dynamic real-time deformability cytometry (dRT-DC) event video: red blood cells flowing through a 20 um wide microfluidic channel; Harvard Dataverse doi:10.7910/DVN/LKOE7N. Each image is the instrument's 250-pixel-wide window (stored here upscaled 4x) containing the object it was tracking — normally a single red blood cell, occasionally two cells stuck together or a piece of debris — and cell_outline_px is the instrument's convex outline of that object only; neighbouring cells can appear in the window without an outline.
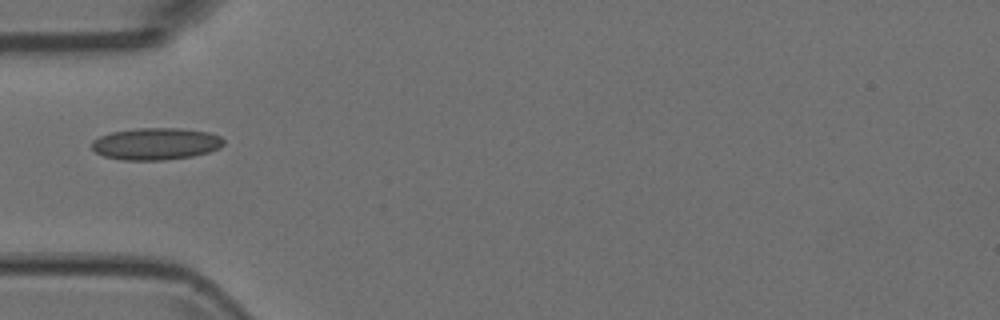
{"species": "Egyptian fruit bat (a non-hibernating species)", "species_latin": "Rousettus aegyptiacus", "temperature_condition": "room temperature", "stored_images_in_passage": 2, "camera_frame_rate_fps": 3000, "um_per_image_px": 0.085, "animal": {"sex": "female"}, "frame": {"image": 1, "passage_image": 1, "time_ms": 0.0, "image_size_px": [1000, 320], "cell_outline_px": [[224, 144], [220, 148], [208, 152], [192, 156], [164, 160], [120, 160], [104, 156], [96, 152], [92, 148], [92, 140], [100, 136], [112, 132], [136, 128], [180, 128], [208, 132], [220, 136], [224, 140]], "centroid_in_image_um": [13.25, 12.22], "position_along_channel_um": 71.8, "area_um2": 24.62}}
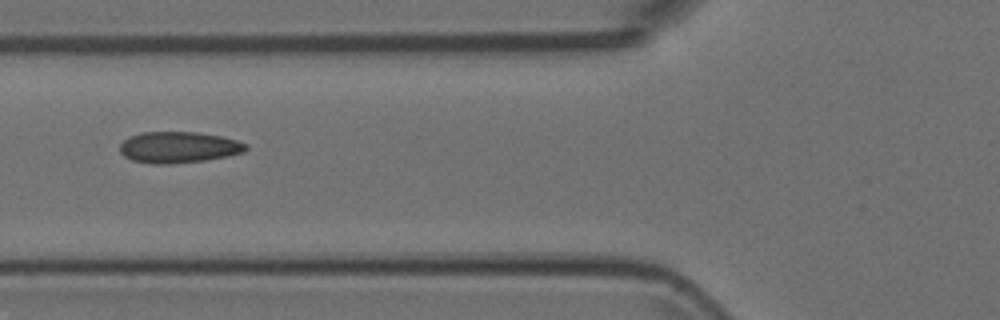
{"frame": {"image": 2, "passage_image": 2, "time_ms": 0.333, "image_size_px": [1000, 320], "cell_outline_px": [[248, 148], [244, 152], [228, 156], [204, 160], [168, 164], [152, 164], [132, 160], [124, 156], [120, 152], [120, 144], [128, 136], [140, 132], [196, 132], [220, 136], [236, 140], [248, 144]], "centroid_in_image_um": [15.17, 12.51], "position_along_channel_um": 110.6, "area_um2": 23.0}}